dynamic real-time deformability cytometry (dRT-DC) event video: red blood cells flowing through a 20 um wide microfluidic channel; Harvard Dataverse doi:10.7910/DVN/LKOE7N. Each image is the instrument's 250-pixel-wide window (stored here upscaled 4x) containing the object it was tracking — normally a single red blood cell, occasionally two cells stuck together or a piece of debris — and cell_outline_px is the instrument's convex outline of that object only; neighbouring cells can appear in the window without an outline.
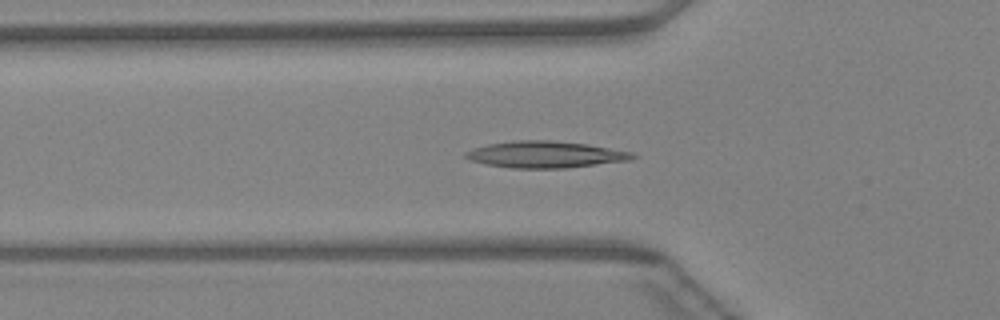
{"species": "Egyptian fruit bat (a non-hibernating species)", "species_latin": "Rousettus aegyptiacus", "temperature_condition": "warm", "stored_images_in_passage": 45, "camera_frame_rate_fps": 3000, "um_per_image_px": 0.085, "animal": {"sex": "female"}, "frame": {"image": 1, "passage_image": 15, "time_ms": 4.667, "image_size_px": [1000, 320], "cell_outline_px": [[640, 156], [632, 160], [564, 168], [512, 168], [488, 164], [468, 160], [464, 156], [464, 152], [472, 148], [488, 144], [512, 140], [548, 140], [588, 144], [632, 152]], "centroid_in_image_um": [46.36, 13.13], "position_along_channel_um": 79.4, "area_um2": 26.01}}
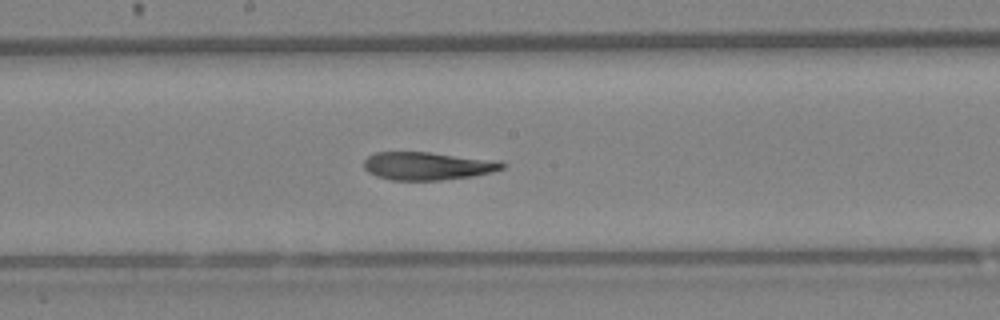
{"frame": {"image": 2, "passage_image": 24, "time_ms": 7.667, "image_size_px": [1000, 320], "cell_outline_px": [[508, 164], [504, 168], [492, 172], [472, 176], [440, 180], [392, 180], [376, 176], [368, 172], [364, 168], [364, 160], [368, 156], [376, 152], [428, 152], [500, 160]], "centroid_in_image_um": [36.38, 14.1], "position_along_channel_um": 211.8, "area_um2": 22.72}}
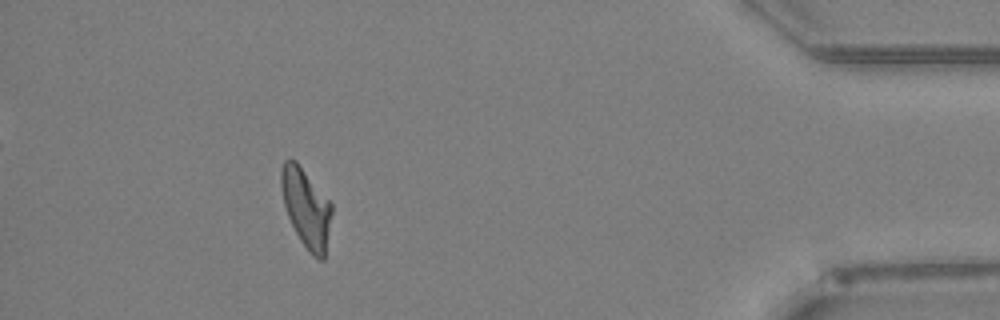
{"frame": {"image": 3, "passage_image": 41, "time_ms": 13.333, "image_size_px": [1000, 320], "cell_outline_px": [[332, 212], [324, 260], [320, 260], [312, 256], [300, 240], [288, 216], [284, 204], [280, 184], [280, 172], [284, 160], [296, 160], [332, 204]], "centroid_in_image_um": [26.02, 17.67], "position_along_channel_um": 409.2, "area_um2": 23.0}}